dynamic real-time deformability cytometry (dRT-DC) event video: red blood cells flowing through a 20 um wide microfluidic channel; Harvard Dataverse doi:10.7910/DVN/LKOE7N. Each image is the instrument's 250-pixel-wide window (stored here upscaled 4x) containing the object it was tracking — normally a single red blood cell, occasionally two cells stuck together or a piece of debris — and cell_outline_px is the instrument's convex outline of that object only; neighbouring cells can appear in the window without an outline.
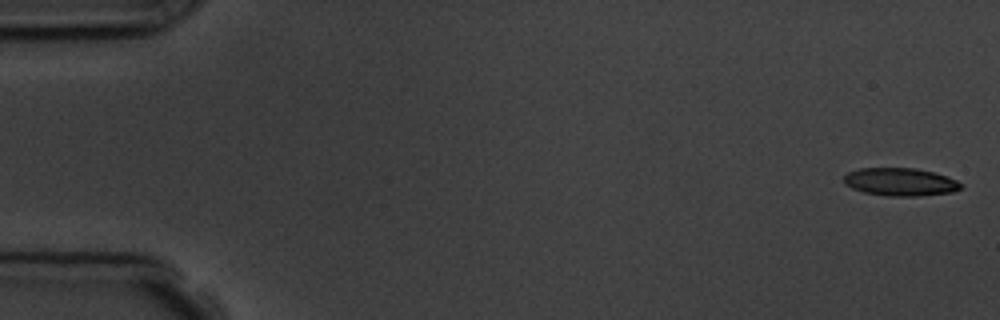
{"species": "common noctule bat (a hibernating species)", "species_latin": "Nyctalus noctula", "temperature_condition": "room temperature", "stored_images_in_passage": 6, "segment_of_instrument_passage": [2, 2], "camera_frame_rate_fps": 3000, "um_per_image_px": 0.085, "animal": {"sex": "male", "body_mass_g": 19.5, "forearm_length_mm": 54.6}, "frame": {"image": 1, "passage_image": 6, "time_ms": 6.0, "image_size_px": [1000, 320], "cell_outline_px": [[964, 184], [960, 188], [952, 192], [920, 196], [888, 196], [864, 192], [852, 188], [844, 184], [844, 176], [848, 172], [860, 168], [916, 168], [948, 176]], "centroid_in_image_um": [76.53, 15.46], "position_along_channel_um": 8.5, "area_um2": 19.07}}